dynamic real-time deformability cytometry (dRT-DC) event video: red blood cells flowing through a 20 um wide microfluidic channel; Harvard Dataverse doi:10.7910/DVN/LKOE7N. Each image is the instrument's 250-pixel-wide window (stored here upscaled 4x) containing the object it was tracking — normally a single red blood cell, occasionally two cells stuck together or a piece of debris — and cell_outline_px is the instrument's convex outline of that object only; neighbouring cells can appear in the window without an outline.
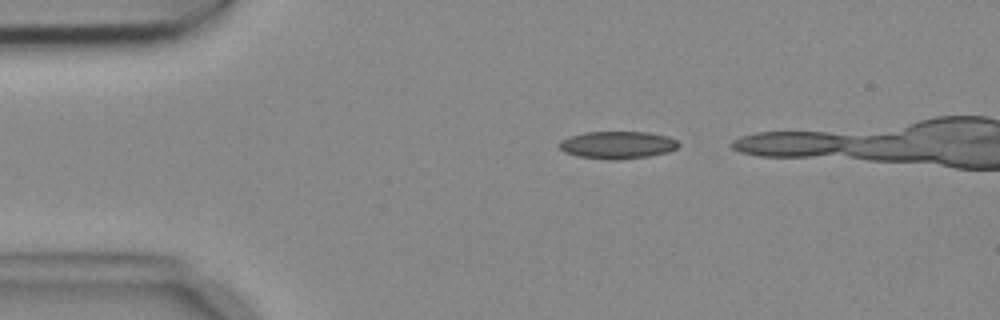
{"species": "common noctule bat (a hibernating species)", "species_latin": "Nyctalus noctula", "temperature_condition": "cold", "stored_images_in_passage": 4, "camera_frame_rate_fps": 3000, "um_per_image_px": 0.085, "animal": {"sex": "female", "body_mass_g": 18.4}, "frame": {"image": 1, "passage_image": 1, "time_ms": 0.0, "image_size_px": [1000, 320], "cell_outline_px": [[680, 144], [676, 148], [668, 152], [648, 156], [620, 160], [604, 160], [576, 156], [564, 152], [556, 144], [560, 140], [568, 136], [584, 132], [648, 132], [668, 136], [676, 140]], "centroid_in_image_um": [52.43, 12.32], "position_along_channel_um": 32.6, "area_um2": 19.42}}